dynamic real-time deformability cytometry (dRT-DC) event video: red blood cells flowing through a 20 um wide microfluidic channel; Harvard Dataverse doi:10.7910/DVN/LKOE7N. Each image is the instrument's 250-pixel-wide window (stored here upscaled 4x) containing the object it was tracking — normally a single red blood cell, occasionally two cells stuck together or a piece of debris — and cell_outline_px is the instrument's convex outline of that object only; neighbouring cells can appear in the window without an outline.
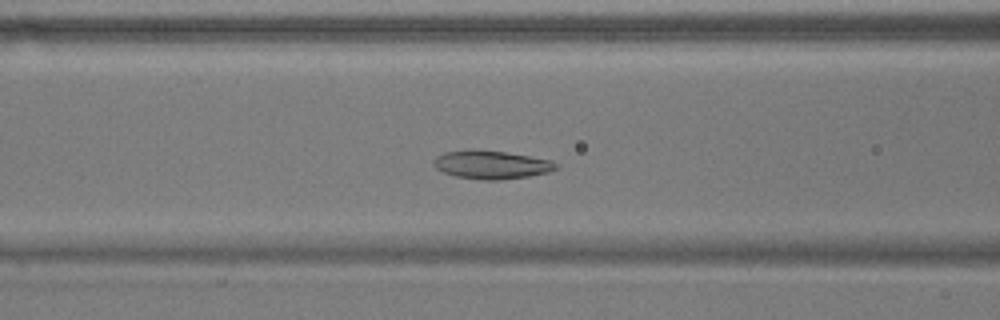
{"species": "common noctule bat (a hibernating species)", "species_latin": "Nyctalus noctula", "temperature_condition": "warm", "stored_images_in_passage": 51, "camera_frame_rate_fps": 3000, "um_per_image_px": 0.085, "animal": {"sex": "male", "body_mass_g": 17.9}, "frame": {"image": 1, "passage_image": 17, "time_ms": 5.333, "image_size_px": [1000, 320], "cell_outline_px": [[560, 164], [556, 168], [548, 172], [528, 176], [500, 180], [480, 180], [456, 176], [444, 172], [436, 168], [432, 164], [432, 160], [436, 156], [444, 152], [468, 148], [476, 148], [504, 152], [552, 160]], "centroid_in_image_um": [41.72, 13.98], "position_along_channel_um": 124.9, "area_um2": 20.52}}
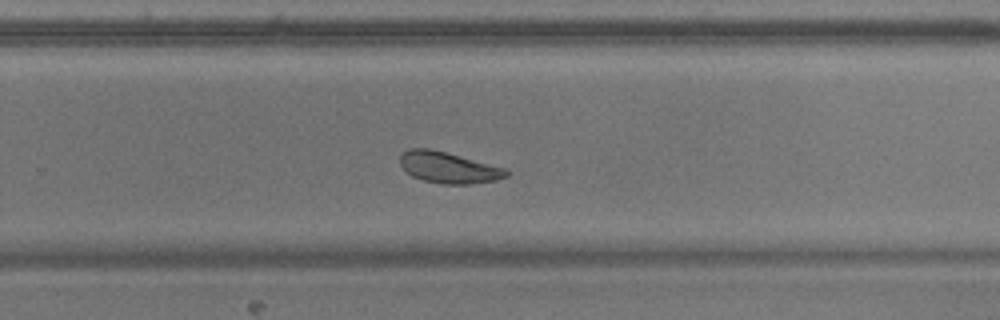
{"frame": {"image": 2, "passage_image": 31, "time_ms": 10.0, "image_size_px": [1000, 320], "cell_outline_px": [[512, 172], [508, 176], [496, 180], [468, 184], [440, 184], [424, 180], [412, 176], [400, 164], [400, 156], [408, 148], [428, 148], [508, 168]], "centroid_in_image_um": [38.18, 14.25], "position_along_channel_um": 291.6, "area_um2": 19.31}}
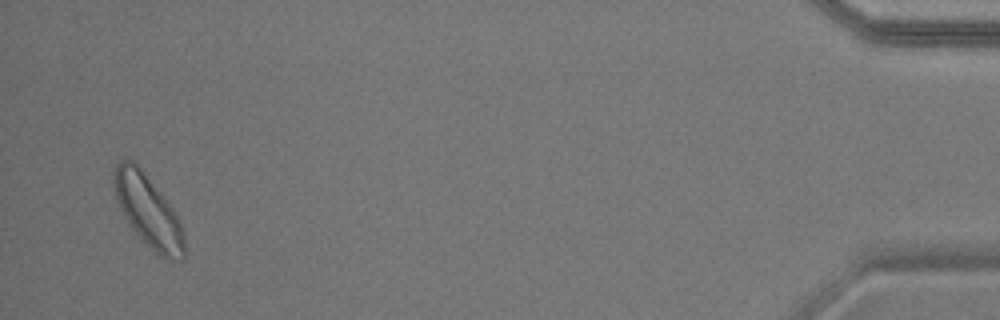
{"frame": {"image": 3, "passage_image": 49, "time_ms": 16.0, "image_size_px": [1000, 320], "cell_outline_px": [[184, 260], [168, 260], [160, 256], [132, 228], [124, 216], [120, 208], [116, 196], [112, 180], [112, 172], [116, 164], [124, 156], [132, 160], [140, 168], [160, 192], [172, 208], [180, 224], [184, 236]], "centroid_in_image_um": [12.56, 17.9], "position_along_channel_um": 422.6, "area_um2": 28.96}, "authors_computed_cell_mechanics": {"area_um2": 21.9062, "velocity_mm_per_s": 3.5854, "shape_relaxation_time_tau1_ms": 4.028, "shape_relaxation_time_tau2_ms": 5.6137, "deformation_change_tau1": 0.1343, "deformation_change_tau2": 0.126}}